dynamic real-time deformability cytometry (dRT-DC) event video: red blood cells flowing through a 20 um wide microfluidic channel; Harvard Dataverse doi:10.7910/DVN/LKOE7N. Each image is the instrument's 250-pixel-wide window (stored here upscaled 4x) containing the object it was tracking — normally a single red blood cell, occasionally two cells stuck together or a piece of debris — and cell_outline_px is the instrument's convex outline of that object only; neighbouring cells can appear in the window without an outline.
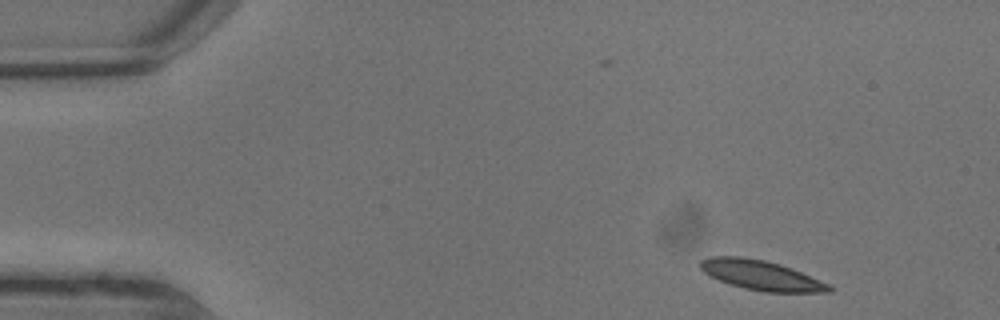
{"species": "common noctule bat (a hibernating species)", "species_latin": "Nyctalus noctula", "temperature_condition": "warm", "stored_images_in_passage": 7, "camera_frame_rate_fps": 3000, "um_per_image_px": 0.085, "animal": {"sex": "male", "body_mass_g": 13.3}, "frame": {"image": 1, "passage_image": 1, "time_ms": 0.0, "image_size_px": [1000, 320], "cell_outline_px": [[832, 292], [764, 292], [744, 288], [720, 280], [704, 272], [700, 268], [700, 260], [708, 256], [740, 256], [764, 260], [780, 264], [792, 268], [828, 284], [832, 288]], "centroid_in_image_um": [64.68, 23.38], "position_along_channel_um": 20.3, "area_um2": 22.08}}
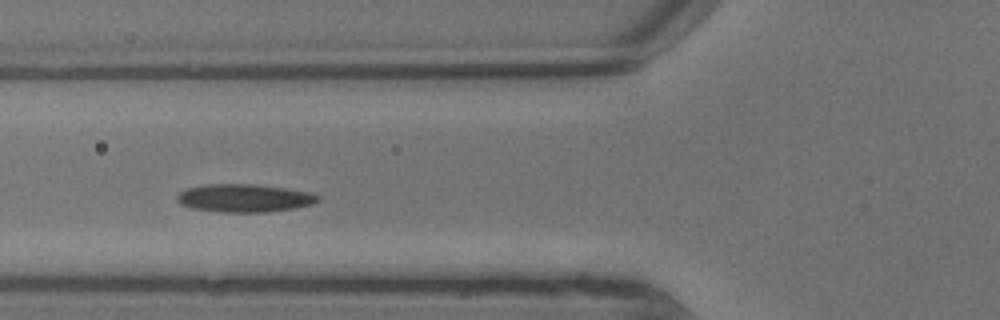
{"frame": {"image": 2, "passage_image": 6, "time_ms": 1.667, "image_size_px": [1000, 320], "cell_outline_px": [[320, 200], [312, 204], [292, 208], [268, 212], [220, 212], [192, 208], [180, 204], [176, 200], [176, 196], [180, 192], [188, 188], [208, 184], [256, 184], [284, 188], [308, 192], [320, 196]], "centroid_in_image_um": [20.75, 16.84], "position_along_channel_um": 105.1, "area_um2": 22.89}}
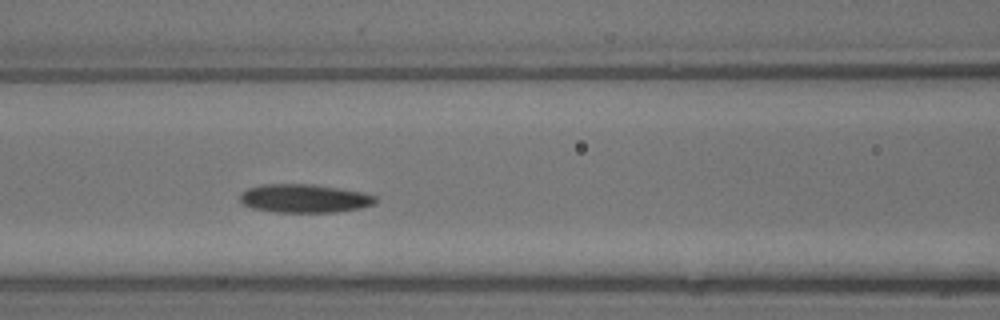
{"frame": {"image": 3, "passage_image": 7, "time_ms": 2.0, "image_size_px": [1000, 320], "cell_outline_px": [[376, 204], [360, 208], [336, 212], [276, 212], [252, 208], [244, 204], [240, 200], [240, 192], [248, 188], [260, 184], [312, 184], [340, 188], [364, 192], [376, 196]], "centroid_in_image_um": [25.88, 16.86], "position_along_channel_um": 140.7, "area_um2": 22.66}}